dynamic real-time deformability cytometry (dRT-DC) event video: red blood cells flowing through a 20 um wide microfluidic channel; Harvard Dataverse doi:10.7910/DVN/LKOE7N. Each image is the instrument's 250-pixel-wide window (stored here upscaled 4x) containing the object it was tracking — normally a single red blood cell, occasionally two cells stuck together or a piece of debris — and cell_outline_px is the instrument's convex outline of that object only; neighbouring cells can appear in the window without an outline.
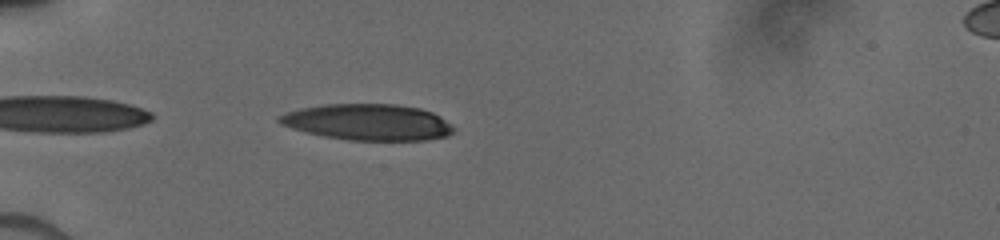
{"species": "human", "species_latin": "Homo sapiens", "temperature_condition": "cold", "stored_images_in_passage": 32, "camera_frame_rate_fps": 3000, "um_per_image_px": 0.085, "donor": {"sex": "male"}, "frame": {"image": 1, "passage_image": 2, "time_ms": 0.333, "image_size_px": [1000, 240], "cell_outline_px": [[452, 132], [448, 136], [424, 140], [348, 140], [324, 136], [304, 132], [280, 124], [276, 120], [276, 116], [284, 112], [300, 108], [324, 104], [396, 104], [420, 108], [432, 112], [440, 116], [452, 128]], "centroid_in_image_um": [31.19, 10.37], "position_along_channel_um": 53.8, "area_um2": 36.82}}
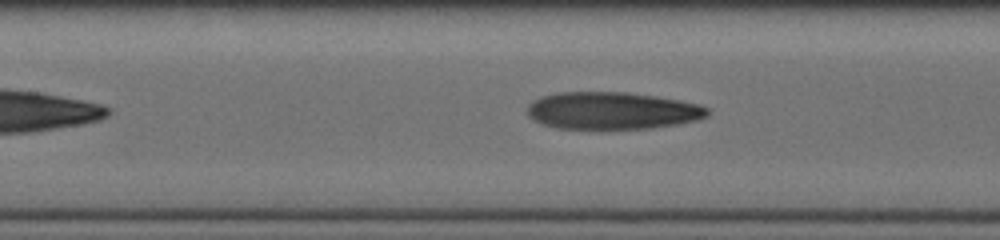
{"frame": {"image": 2, "passage_image": 16, "time_ms": 3.333, "image_size_px": [1000, 240], "cell_outline_px": [[708, 116], [696, 120], [676, 124], [648, 128], [600, 132], [556, 128], [544, 124], [528, 116], [528, 104], [532, 100], [544, 96], [560, 92], [628, 92], [700, 104], [708, 108]], "centroid_in_image_um": [51.99, 9.45], "position_along_channel_um": 155.4, "area_um2": 39.94}}
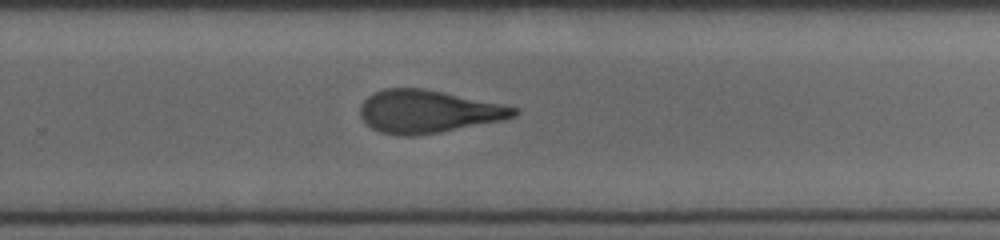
{"frame": {"image": 3, "passage_image": 32, "time_ms": 6.667, "image_size_px": [1000, 240], "cell_outline_px": [[516, 116], [500, 120], [440, 132], [412, 136], [396, 136], [380, 132], [372, 128], [360, 116], [360, 108], [364, 100], [368, 96], [384, 88], [424, 88], [516, 108]], "centroid_in_image_um": [36.29, 9.49], "position_along_channel_um": 293.5, "area_um2": 37.63}}